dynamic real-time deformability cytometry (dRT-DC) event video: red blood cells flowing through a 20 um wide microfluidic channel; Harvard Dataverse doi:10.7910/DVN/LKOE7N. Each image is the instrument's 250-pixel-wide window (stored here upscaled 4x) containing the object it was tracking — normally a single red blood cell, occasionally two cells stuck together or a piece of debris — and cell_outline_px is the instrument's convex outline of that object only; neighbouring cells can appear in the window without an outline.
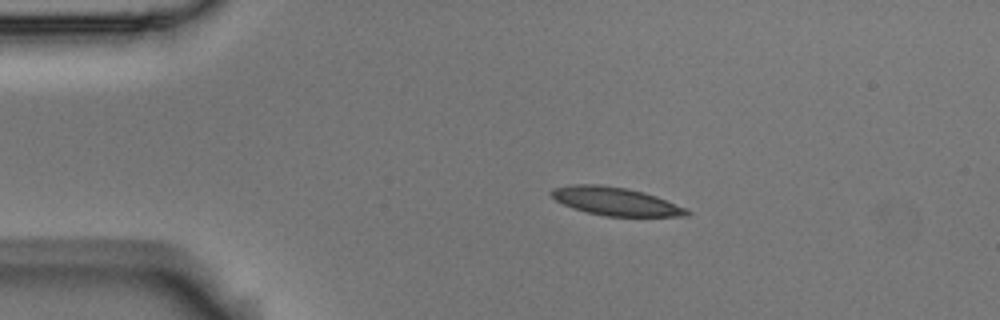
{"species": "Egyptian fruit bat (a non-hibernating species)", "species_latin": "Rousettus aegyptiacus", "temperature_condition": "room temperature", "stored_images_in_passage": 13, "camera_frame_rate_fps": 3000, "um_per_image_px": 0.085, "animal": {"sex": "male"}, "frame": {"image": 1, "passage_image": 1, "time_ms": 0.0, "image_size_px": [1000, 320], "cell_outline_px": [[692, 212], [688, 216], [604, 216], [572, 208], [556, 200], [548, 192], [552, 188], [572, 184], [596, 184], [628, 188], [644, 192], [656, 196], [688, 208]], "centroid_in_image_um": [52.34, 17.11], "position_along_channel_um": 32.7, "area_um2": 22.37}}
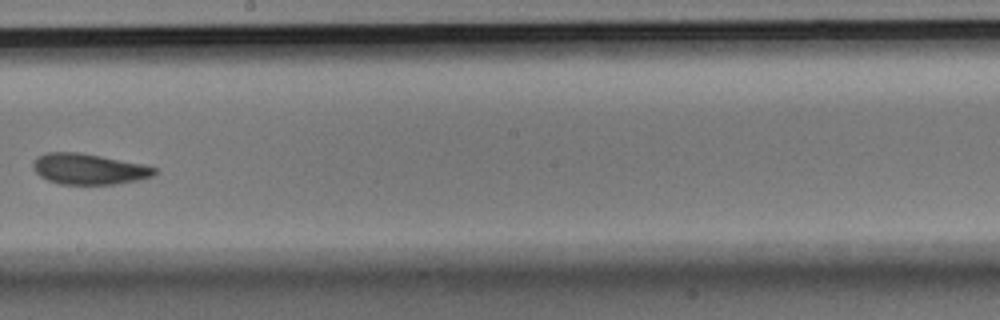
{"frame": {"image": 2, "passage_image": 7, "time_ms": 2.0, "image_size_px": [1000, 320], "cell_outline_px": [[156, 176], [140, 180], [112, 184], [60, 184], [48, 180], [40, 176], [32, 168], [32, 160], [36, 156], [44, 152], [80, 152], [144, 164], [156, 168]], "centroid_in_image_um": [7.53, 14.35], "position_along_channel_um": 240.7, "area_um2": 22.08}}
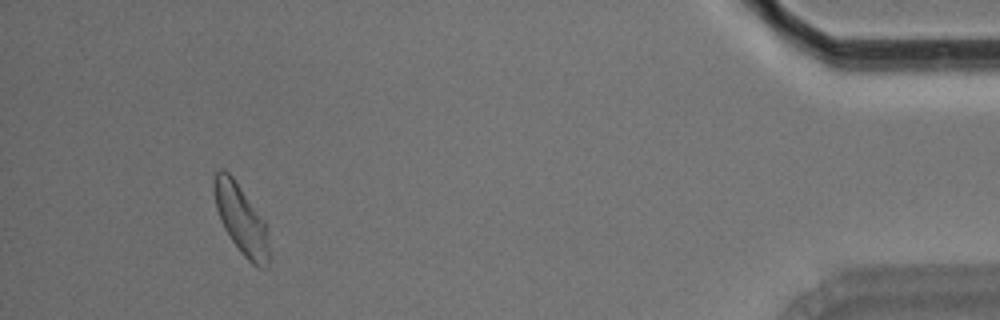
{"frame": {"image": 3, "passage_image": 12, "time_ms": 3.667, "image_size_px": [1000, 320], "cell_outline_px": [[268, 268], [260, 268], [252, 264], [240, 252], [224, 228], [220, 220], [216, 208], [212, 184], [212, 180], [216, 172], [220, 168], [224, 168], [232, 176], [264, 220], [268, 248]], "centroid_in_image_um": [20.45, 18.62], "position_along_channel_um": 414.8, "area_um2": 21.96}}